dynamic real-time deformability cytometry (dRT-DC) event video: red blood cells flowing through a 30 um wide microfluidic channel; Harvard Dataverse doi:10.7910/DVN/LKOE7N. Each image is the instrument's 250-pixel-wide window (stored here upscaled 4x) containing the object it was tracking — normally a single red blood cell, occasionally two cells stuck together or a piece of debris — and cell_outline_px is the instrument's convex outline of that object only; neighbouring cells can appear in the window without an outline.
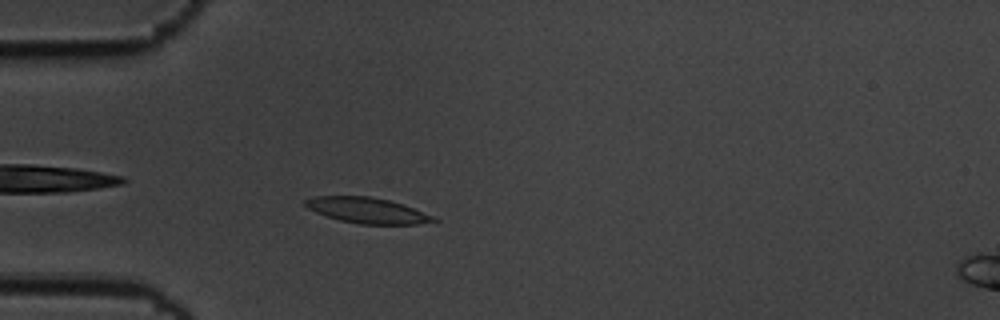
{"species": "common noctule bat (a hibernating species)", "species_latin": "Nyctalus noctula", "temperature_condition": "cold", "stored_images_in_passage": 55, "camera_frame_rate_fps": 3000, "um_per_image_px": 0.085, "animal": {"sex": "male", "body_mass_g": 19.5, "forearm_length_mm": 54.6}, "frame": {"image": 1, "passage_image": 14, "time_ms": 4.333, "image_size_px": [1000, 320], "cell_outline_px": [[440, 220], [416, 224], [360, 224], [340, 220], [316, 212], [308, 208], [304, 204], [304, 200], [316, 196], [372, 196], [404, 204], [436, 216]], "centroid_in_image_um": [31.27, 17.88], "position_along_channel_um": 53.7, "area_um2": 19.19}}
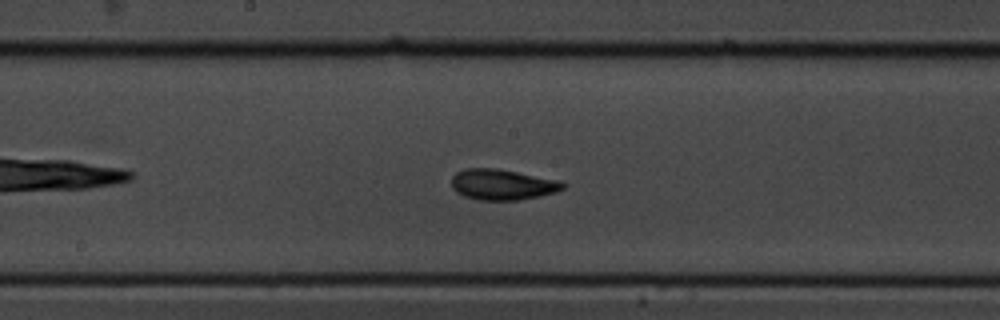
{"frame": {"image": 2, "passage_image": 28, "time_ms": 9.0, "image_size_px": [1000, 320], "cell_outline_px": [[568, 184], [564, 188], [556, 192], [540, 196], [516, 200], [480, 200], [464, 196], [456, 192], [452, 188], [452, 176], [456, 172], [464, 168], [496, 168], [560, 180]], "centroid_in_image_um": [42.71, 15.68], "position_along_channel_um": 205.5, "area_um2": 20.06}}
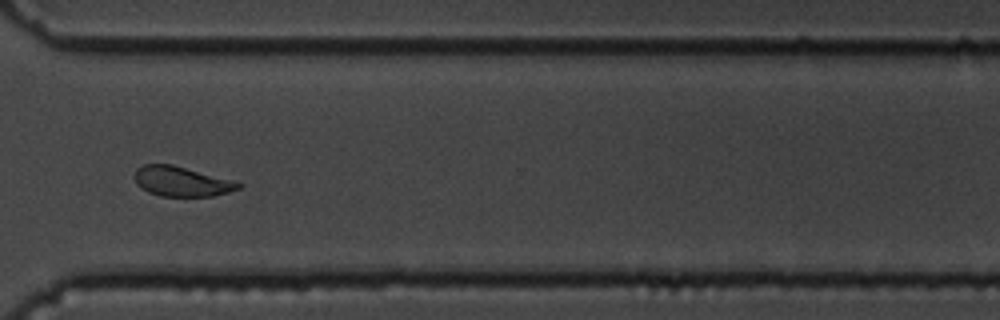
{"frame": {"image": 3, "passage_image": 41, "time_ms": 13.333, "image_size_px": [1000, 320], "cell_outline_px": [[244, 184], [240, 188], [228, 192], [212, 196], [160, 196], [148, 192], [140, 188], [136, 184], [136, 168], [144, 164], [172, 164], [240, 180]], "centroid_in_image_um": [15.52, 15.41], "position_along_channel_um": 355.1, "area_um2": 18.55}, "authors_computed_cell_mechanics": {"area_um2": 19.1318, "velocity_mm_per_s": 3.4528, "shape_relaxation_time_tau1_ms": 2.3275, "shape_relaxation_time_tau2_ms": 1.9672, "deformation_change_tau1": 0.1157, "deformation_change_tau2": 0.0693}}